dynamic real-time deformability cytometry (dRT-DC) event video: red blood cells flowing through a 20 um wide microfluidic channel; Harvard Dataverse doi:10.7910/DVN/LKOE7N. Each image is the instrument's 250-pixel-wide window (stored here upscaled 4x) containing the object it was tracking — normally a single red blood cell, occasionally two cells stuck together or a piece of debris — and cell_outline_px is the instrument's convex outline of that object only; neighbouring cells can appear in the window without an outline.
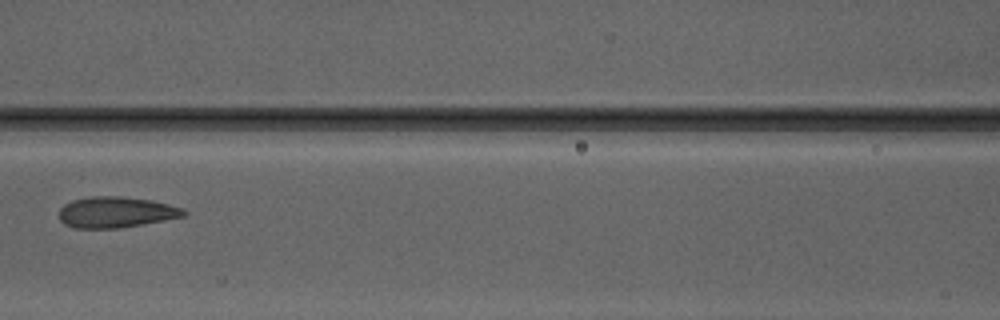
{"species": "Egyptian fruit bat (a non-hibernating species)", "species_latin": "Rousettus aegyptiacus", "temperature_condition": "warm", "stored_images_in_passage": 6, "camera_frame_rate_fps": 3000, "um_per_image_px": 0.085, "animal": {"sex": "male"}, "frame": {"image": 1, "passage_image": 6, "time_ms": 7.0, "image_size_px": [1000, 320], "cell_outline_px": [[188, 212], [184, 216], [164, 220], [120, 228], [72, 228], [64, 224], [60, 220], [60, 208], [64, 204], [72, 200], [92, 196], [120, 196], [152, 200], [184, 208]], "centroid_in_image_um": [9.85, 18.03], "position_along_channel_um": 156.7, "area_um2": 22.54}}